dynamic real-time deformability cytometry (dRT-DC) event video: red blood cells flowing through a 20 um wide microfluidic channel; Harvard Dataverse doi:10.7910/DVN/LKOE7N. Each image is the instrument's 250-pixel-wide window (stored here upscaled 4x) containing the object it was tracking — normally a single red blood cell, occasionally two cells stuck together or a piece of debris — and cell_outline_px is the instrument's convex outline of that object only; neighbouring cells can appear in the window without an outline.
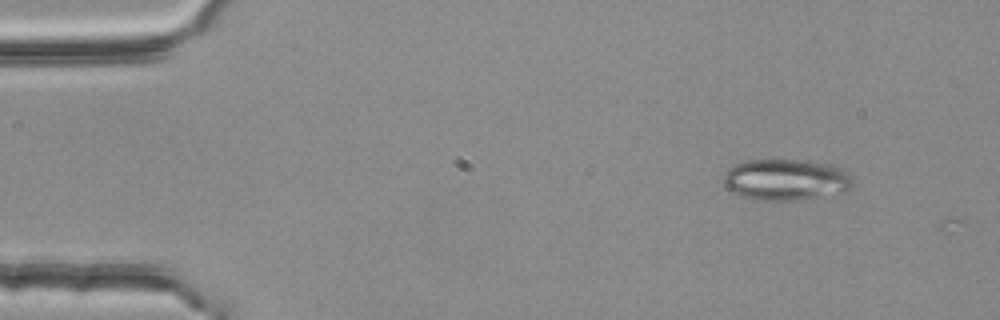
{"species": "common noctule bat (a hibernating species)", "species_latin": "Nyctalus noctula", "temperature_condition": "room temperature", "stored_images_in_passage": 2, "camera_frame_rate_fps": 3000, "um_per_image_px": 0.085, "animal": {"sex": "female", "body_mass_g": 25.1}, "frame": {"image": 1, "passage_image": 1, "time_ms": 0.0, "image_size_px": [1000, 320], "cell_outline_px": [[852, 184], [844, 192], [800, 200], [760, 200], [740, 196], [732, 192], [724, 184], [724, 172], [728, 168], [736, 164], [748, 160], [808, 160], [832, 164], [840, 168], [852, 176]], "centroid_in_image_um": [66.8, 15.27], "position_along_channel_um": 18.2, "area_um2": 31.15}}